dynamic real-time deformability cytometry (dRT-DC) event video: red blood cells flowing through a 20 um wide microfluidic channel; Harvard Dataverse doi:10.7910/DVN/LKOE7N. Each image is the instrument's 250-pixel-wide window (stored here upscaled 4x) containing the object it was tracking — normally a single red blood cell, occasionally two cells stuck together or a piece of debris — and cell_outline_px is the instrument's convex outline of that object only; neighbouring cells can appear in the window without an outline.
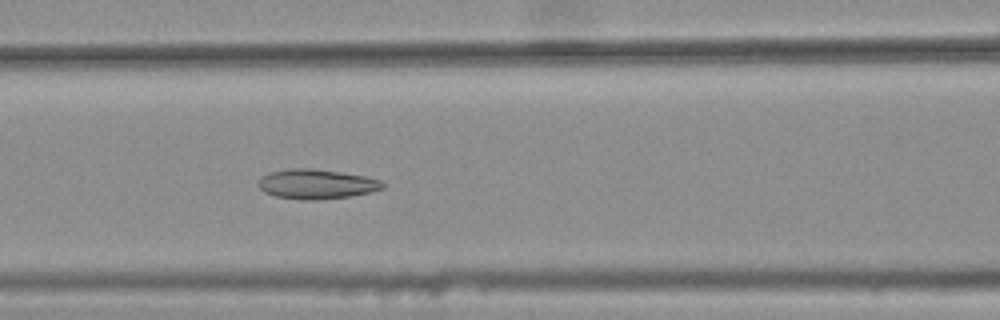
{"species": "common noctule bat (a hibernating species)", "species_latin": "Nyctalus noctula", "temperature_condition": "warm", "stored_images_in_passage": 43, "camera_frame_rate_fps": 3000, "um_per_image_px": 0.085, "animal": {"sex": "female", "body_mass_g": 25.1}, "frame": {"image": 1, "passage_image": 21, "time_ms": 6.667, "image_size_px": [1000, 320], "cell_outline_px": [[384, 188], [372, 192], [348, 196], [316, 200], [300, 200], [276, 196], [264, 192], [256, 184], [260, 176], [272, 172], [288, 168], [312, 168], [340, 172], [364, 176], [380, 180], [384, 184]], "centroid_in_image_um": [26.86, 15.64], "position_along_channel_um": 139.7, "area_um2": 21.56}}
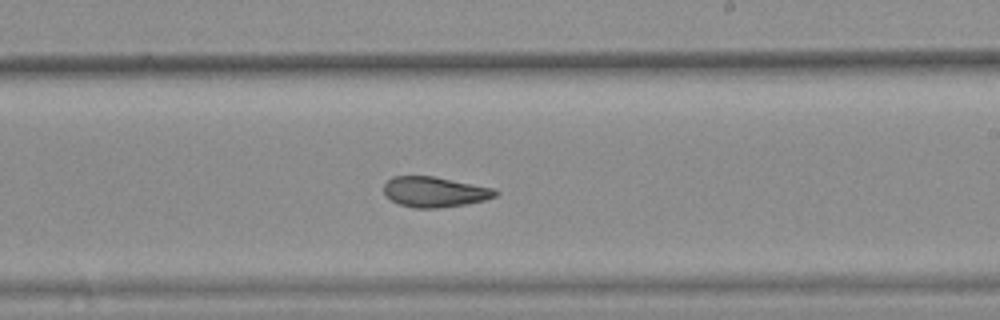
{"frame": {"image": 2, "passage_image": 30, "time_ms": 9.667, "image_size_px": [1000, 320], "cell_outline_px": [[500, 192], [496, 196], [484, 200], [464, 204], [436, 208], [416, 208], [400, 204], [384, 196], [384, 184], [392, 176], [432, 176], [496, 188]], "centroid_in_image_um": [36.95, 16.3], "position_along_channel_um": 252.0, "area_um2": 19.71}}
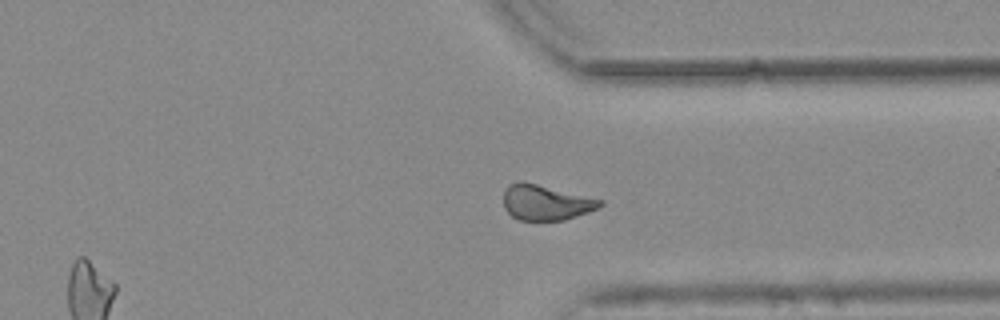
{"frame": {"image": 3, "passage_image": 39, "time_ms": 12.667, "image_size_px": [1000, 320], "cell_outline_px": [[604, 204], [588, 212], [564, 220], [520, 220], [512, 216], [504, 208], [504, 188], [508, 184], [520, 180], [604, 200]], "centroid_in_image_um": [46.36, 17.2], "position_along_channel_um": 365.0, "area_um2": 19.83}, "authors_computed_cell_mechanics": {"area_um2": 20.9814, "velocity_mm_per_s": 3.754, "shape_relaxation_time_tau1_ms": null, "shape_relaxation_time_tau2_ms": 3.3529, "deformation_change_tau1": null, "deformation_change_tau2": 0.1003}}